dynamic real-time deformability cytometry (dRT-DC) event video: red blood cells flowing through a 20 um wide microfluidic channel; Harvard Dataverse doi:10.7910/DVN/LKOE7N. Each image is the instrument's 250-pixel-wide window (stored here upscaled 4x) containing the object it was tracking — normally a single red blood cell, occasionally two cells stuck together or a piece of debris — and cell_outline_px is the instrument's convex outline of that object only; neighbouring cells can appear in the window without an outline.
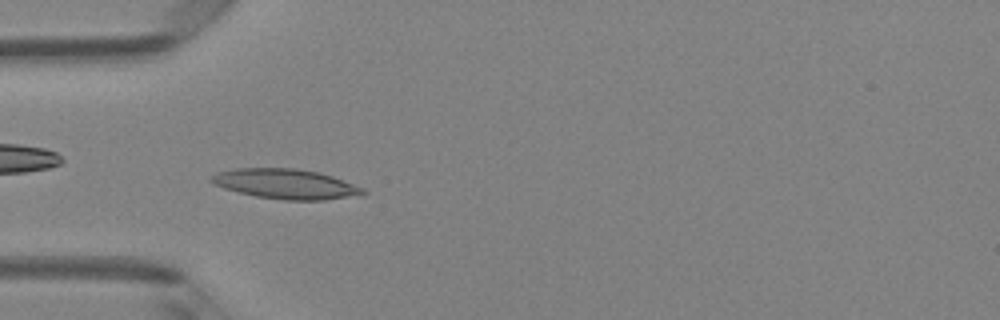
{"species": "Egyptian fruit bat (a non-hibernating species)", "species_latin": "Rousettus aegyptiacus", "temperature_condition": "room temperature", "stored_images_in_passage": 6, "camera_frame_rate_fps": 3000, "um_per_image_px": 0.085, "animal": {"sex": "female"}, "frame": {"image": 1, "passage_image": 6, "time_ms": 1.667, "image_size_px": [1000, 320], "cell_outline_px": [[368, 192], [364, 196], [324, 200], [284, 200], [256, 196], [224, 188], [212, 184], [208, 180], [216, 172], [236, 168], [296, 168], [320, 172], [332, 176], [364, 188]], "centroid_in_image_um": [24.33, 15.64], "position_along_channel_um": 60.7, "area_um2": 26.76}}